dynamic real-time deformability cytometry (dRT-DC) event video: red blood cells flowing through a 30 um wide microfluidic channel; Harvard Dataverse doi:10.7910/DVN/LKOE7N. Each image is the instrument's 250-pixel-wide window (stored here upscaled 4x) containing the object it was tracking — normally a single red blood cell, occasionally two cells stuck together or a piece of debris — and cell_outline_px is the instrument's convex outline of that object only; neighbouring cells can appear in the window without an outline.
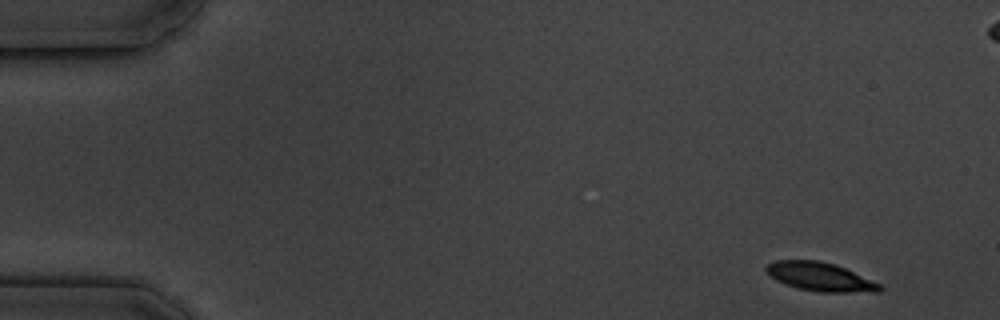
{"species": "common noctule bat (a hibernating species)", "species_latin": "Nyctalus noctula", "temperature_condition": "cold", "stored_images_in_passage": 6, "camera_frame_rate_fps": 3000, "um_per_image_px": 0.085, "animal": {"sex": "male", "body_mass_g": 19.5, "forearm_length_mm": 54.6}, "frame": {"image": 1, "passage_image": 1, "time_ms": 0.0, "image_size_px": [1000, 320], "cell_outline_px": [[884, 288], [880, 292], [820, 292], [796, 288], [784, 284], [776, 280], [764, 272], [764, 268], [768, 264], [776, 260], [820, 260], [836, 264], [880, 284]], "centroid_in_image_um": [69.68, 23.52], "position_along_channel_um": 15.3, "area_um2": 19.13}}